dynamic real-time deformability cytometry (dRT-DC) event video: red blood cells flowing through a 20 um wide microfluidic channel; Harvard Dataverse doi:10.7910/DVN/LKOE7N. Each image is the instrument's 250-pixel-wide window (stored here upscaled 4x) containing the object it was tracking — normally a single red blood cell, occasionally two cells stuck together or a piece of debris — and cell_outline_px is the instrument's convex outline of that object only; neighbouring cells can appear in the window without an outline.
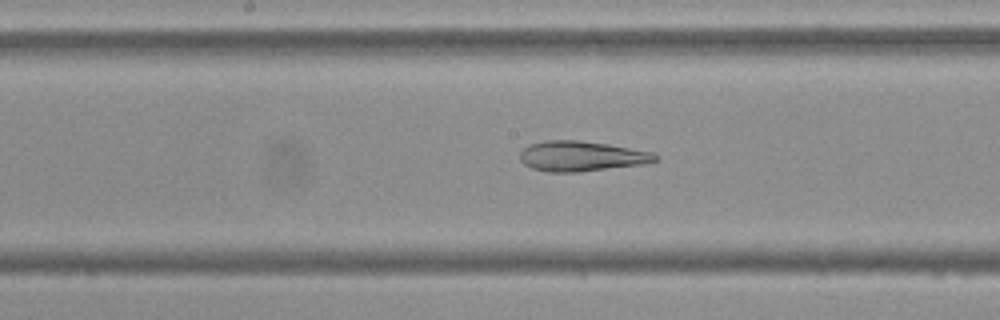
{"species": "Egyptian fruit bat (a non-hibernating species)", "species_latin": "Rousettus aegyptiacus", "temperature_condition": "cold", "stored_images_in_passage": 54, "camera_frame_rate_fps": 3000, "um_per_image_px": 0.085, "frame": {"image": 1, "passage_image": 27, "time_ms": 8.667, "image_size_px": [1000, 320], "cell_outline_px": [[656, 160], [648, 164], [580, 172], [548, 172], [532, 168], [524, 164], [520, 160], [520, 152], [528, 144], [548, 140], [576, 140], [608, 144], [652, 152], [656, 156]], "centroid_in_image_um": [49.41, 13.28], "position_along_channel_um": 198.8, "area_um2": 23.87}}
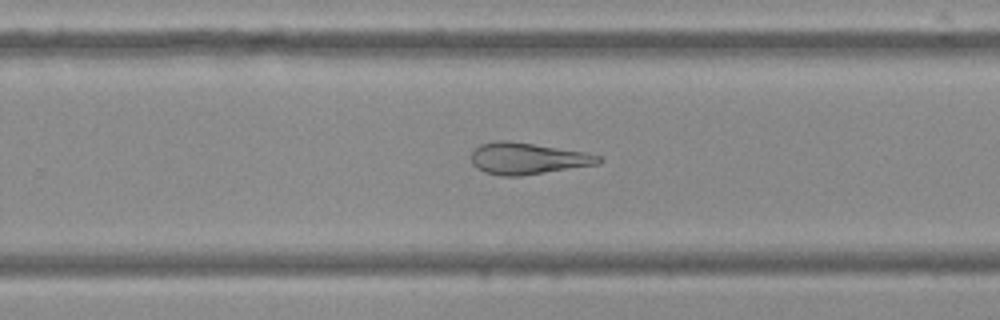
{"frame": {"image": 2, "passage_image": 34, "time_ms": 11.0, "image_size_px": [1000, 320], "cell_outline_px": [[604, 160], [600, 164], [520, 176], [500, 176], [484, 172], [476, 168], [472, 164], [472, 152], [480, 144], [496, 140], [508, 140], [584, 152], [600, 156]], "centroid_in_image_um": [44.84, 13.48], "position_along_channel_um": 285.0, "area_um2": 23.47}}
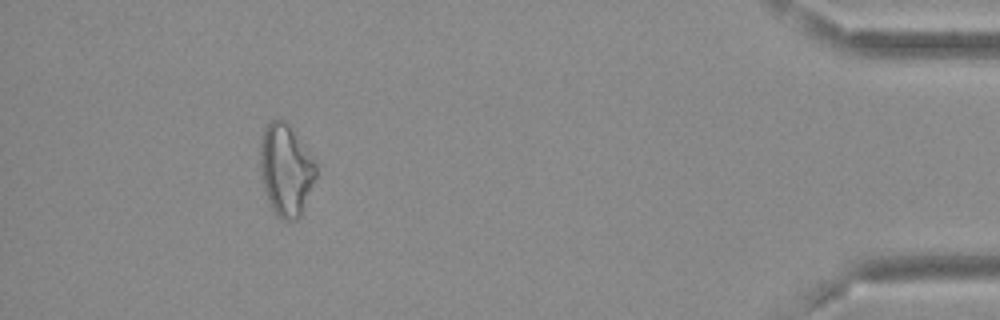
{"frame": {"image": 3, "passage_image": 49, "time_ms": 16.0, "image_size_px": [1000, 320], "cell_outline_px": [[316, 176], [300, 216], [296, 220], [280, 220], [272, 208], [264, 192], [260, 168], [260, 140], [264, 128], [272, 120], [284, 120], [288, 124], [316, 160]], "centroid_in_image_um": [24.29, 14.44], "position_along_channel_um": 410.9, "area_um2": 29.82}, "authors_computed_cell_mechanics": {"area_um2": 28.611, "velocity_mm_per_s": 3.7104, "shape_relaxation_time_tau1_ms": null, "shape_relaxation_time_tau2_ms": 5.5444, "deformation_change_tau1": null, "deformation_change_tau2": 0.1407}}